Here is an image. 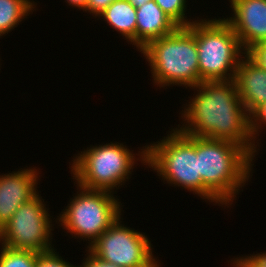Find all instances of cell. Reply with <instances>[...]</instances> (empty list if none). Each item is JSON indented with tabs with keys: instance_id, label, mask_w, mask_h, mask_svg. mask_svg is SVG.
I'll return each mask as SVG.
<instances>
[{
	"instance_id": "23",
	"label": "cell",
	"mask_w": 266,
	"mask_h": 267,
	"mask_svg": "<svg viewBox=\"0 0 266 267\" xmlns=\"http://www.w3.org/2000/svg\"><path fill=\"white\" fill-rule=\"evenodd\" d=\"M87 255L85 260L78 267H120L113 263H108L106 261L100 260L96 256H94L89 250H87Z\"/></svg>"
},
{
	"instance_id": "26",
	"label": "cell",
	"mask_w": 266,
	"mask_h": 267,
	"mask_svg": "<svg viewBox=\"0 0 266 267\" xmlns=\"http://www.w3.org/2000/svg\"><path fill=\"white\" fill-rule=\"evenodd\" d=\"M233 267H244L238 260H237V258H235L234 260H233Z\"/></svg>"
},
{
	"instance_id": "8",
	"label": "cell",
	"mask_w": 266,
	"mask_h": 267,
	"mask_svg": "<svg viewBox=\"0 0 266 267\" xmlns=\"http://www.w3.org/2000/svg\"><path fill=\"white\" fill-rule=\"evenodd\" d=\"M45 206L39 192L21 204L11 219L0 229L1 245L37 253L54 250V245L52 248L51 243L53 224Z\"/></svg>"
},
{
	"instance_id": "1",
	"label": "cell",
	"mask_w": 266,
	"mask_h": 267,
	"mask_svg": "<svg viewBox=\"0 0 266 267\" xmlns=\"http://www.w3.org/2000/svg\"><path fill=\"white\" fill-rule=\"evenodd\" d=\"M192 89L198 92L184 106L182 118L185 122L181 127L178 125V130L185 135L235 142L255 157L259 145L251 136L250 115L234 79L204 81Z\"/></svg>"
},
{
	"instance_id": "19",
	"label": "cell",
	"mask_w": 266,
	"mask_h": 267,
	"mask_svg": "<svg viewBox=\"0 0 266 267\" xmlns=\"http://www.w3.org/2000/svg\"><path fill=\"white\" fill-rule=\"evenodd\" d=\"M262 124L266 125V103L262 104L250 115V132L255 142L256 135L259 134Z\"/></svg>"
},
{
	"instance_id": "9",
	"label": "cell",
	"mask_w": 266,
	"mask_h": 267,
	"mask_svg": "<svg viewBox=\"0 0 266 267\" xmlns=\"http://www.w3.org/2000/svg\"><path fill=\"white\" fill-rule=\"evenodd\" d=\"M119 217L88 250L100 260L120 267H160L150 240L141 232L125 227Z\"/></svg>"
},
{
	"instance_id": "3",
	"label": "cell",
	"mask_w": 266,
	"mask_h": 267,
	"mask_svg": "<svg viewBox=\"0 0 266 267\" xmlns=\"http://www.w3.org/2000/svg\"><path fill=\"white\" fill-rule=\"evenodd\" d=\"M140 52L149 63L155 85L192 88L200 84L195 21L152 40Z\"/></svg>"
},
{
	"instance_id": "15",
	"label": "cell",
	"mask_w": 266,
	"mask_h": 267,
	"mask_svg": "<svg viewBox=\"0 0 266 267\" xmlns=\"http://www.w3.org/2000/svg\"><path fill=\"white\" fill-rule=\"evenodd\" d=\"M36 8L30 0H0V35L13 30Z\"/></svg>"
},
{
	"instance_id": "18",
	"label": "cell",
	"mask_w": 266,
	"mask_h": 267,
	"mask_svg": "<svg viewBox=\"0 0 266 267\" xmlns=\"http://www.w3.org/2000/svg\"><path fill=\"white\" fill-rule=\"evenodd\" d=\"M56 249L40 253L37 258L36 267H77L76 265L70 264L69 262L63 260L61 256H59Z\"/></svg>"
},
{
	"instance_id": "22",
	"label": "cell",
	"mask_w": 266,
	"mask_h": 267,
	"mask_svg": "<svg viewBox=\"0 0 266 267\" xmlns=\"http://www.w3.org/2000/svg\"><path fill=\"white\" fill-rule=\"evenodd\" d=\"M115 0H88L85 12L91 13L95 18L102 13Z\"/></svg>"
},
{
	"instance_id": "4",
	"label": "cell",
	"mask_w": 266,
	"mask_h": 267,
	"mask_svg": "<svg viewBox=\"0 0 266 267\" xmlns=\"http://www.w3.org/2000/svg\"><path fill=\"white\" fill-rule=\"evenodd\" d=\"M117 143L92 146L77 154L70 164L77 185L86 189L113 192L114 188L118 189L129 178L136 160H141V163L146 165V146L139 149L142 151L136 154L139 155L136 158L133 150L130 151L122 143Z\"/></svg>"
},
{
	"instance_id": "25",
	"label": "cell",
	"mask_w": 266,
	"mask_h": 267,
	"mask_svg": "<svg viewBox=\"0 0 266 267\" xmlns=\"http://www.w3.org/2000/svg\"><path fill=\"white\" fill-rule=\"evenodd\" d=\"M134 8H139L145 3H148L151 0H127Z\"/></svg>"
},
{
	"instance_id": "11",
	"label": "cell",
	"mask_w": 266,
	"mask_h": 267,
	"mask_svg": "<svg viewBox=\"0 0 266 267\" xmlns=\"http://www.w3.org/2000/svg\"><path fill=\"white\" fill-rule=\"evenodd\" d=\"M37 172L33 167L0 175V229L21 204L37 194Z\"/></svg>"
},
{
	"instance_id": "14",
	"label": "cell",
	"mask_w": 266,
	"mask_h": 267,
	"mask_svg": "<svg viewBox=\"0 0 266 267\" xmlns=\"http://www.w3.org/2000/svg\"><path fill=\"white\" fill-rule=\"evenodd\" d=\"M97 17L136 46V8L127 0H115Z\"/></svg>"
},
{
	"instance_id": "10",
	"label": "cell",
	"mask_w": 266,
	"mask_h": 267,
	"mask_svg": "<svg viewBox=\"0 0 266 267\" xmlns=\"http://www.w3.org/2000/svg\"><path fill=\"white\" fill-rule=\"evenodd\" d=\"M233 17L225 20L232 26L244 52L266 42V0H229Z\"/></svg>"
},
{
	"instance_id": "16",
	"label": "cell",
	"mask_w": 266,
	"mask_h": 267,
	"mask_svg": "<svg viewBox=\"0 0 266 267\" xmlns=\"http://www.w3.org/2000/svg\"><path fill=\"white\" fill-rule=\"evenodd\" d=\"M39 254L30 250H15L2 245L0 267H36Z\"/></svg>"
},
{
	"instance_id": "17",
	"label": "cell",
	"mask_w": 266,
	"mask_h": 267,
	"mask_svg": "<svg viewBox=\"0 0 266 267\" xmlns=\"http://www.w3.org/2000/svg\"><path fill=\"white\" fill-rule=\"evenodd\" d=\"M155 2L179 27H187L194 22L192 19H186V0H155Z\"/></svg>"
},
{
	"instance_id": "12",
	"label": "cell",
	"mask_w": 266,
	"mask_h": 267,
	"mask_svg": "<svg viewBox=\"0 0 266 267\" xmlns=\"http://www.w3.org/2000/svg\"><path fill=\"white\" fill-rule=\"evenodd\" d=\"M234 81L249 115L266 103V71L247 53L238 64Z\"/></svg>"
},
{
	"instance_id": "20",
	"label": "cell",
	"mask_w": 266,
	"mask_h": 267,
	"mask_svg": "<svg viewBox=\"0 0 266 267\" xmlns=\"http://www.w3.org/2000/svg\"><path fill=\"white\" fill-rule=\"evenodd\" d=\"M247 54L266 71V42L255 45Z\"/></svg>"
},
{
	"instance_id": "13",
	"label": "cell",
	"mask_w": 266,
	"mask_h": 267,
	"mask_svg": "<svg viewBox=\"0 0 266 267\" xmlns=\"http://www.w3.org/2000/svg\"><path fill=\"white\" fill-rule=\"evenodd\" d=\"M178 27L155 0H151L136 9V48L140 51L152 40L170 35Z\"/></svg>"
},
{
	"instance_id": "5",
	"label": "cell",
	"mask_w": 266,
	"mask_h": 267,
	"mask_svg": "<svg viewBox=\"0 0 266 267\" xmlns=\"http://www.w3.org/2000/svg\"><path fill=\"white\" fill-rule=\"evenodd\" d=\"M195 39L200 83L233 80L246 52L225 18L195 20Z\"/></svg>"
},
{
	"instance_id": "2",
	"label": "cell",
	"mask_w": 266,
	"mask_h": 267,
	"mask_svg": "<svg viewBox=\"0 0 266 267\" xmlns=\"http://www.w3.org/2000/svg\"><path fill=\"white\" fill-rule=\"evenodd\" d=\"M196 155L203 199L232 206L240 188L252 177L254 157L235 142L207 137H196Z\"/></svg>"
},
{
	"instance_id": "24",
	"label": "cell",
	"mask_w": 266,
	"mask_h": 267,
	"mask_svg": "<svg viewBox=\"0 0 266 267\" xmlns=\"http://www.w3.org/2000/svg\"><path fill=\"white\" fill-rule=\"evenodd\" d=\"M67 4L70 5V7H77L78 9H81L83 11L87 8V1L88 0H65Z\"/></svg>"
},
{
	"instance_id": "21",
	"label": "cell",
	"mask_w": 266,
	"mask_h": 267,
	"mask_svg": "<svg viewBox=\"0 0 266 267\" xmlns=\"http://www.w3.org/2000/svg\"><path fill=\"white\" fill-rule=\"evenodd\" d=\"M261 254H253L245 257H237V260L244 267H266V252H260ZM239 258V259H238Z\"/></svg>"
},
{
	"instance_id": "6",
	"label": "cell",
	"mask_w": 266,
	"mask_h": 267,
	"mask_svg": "<svg viewBox=\"0 0 266 267\" xmlns=\"http://www.w3.org/2000/svg\"><path fill=\"white\" fill-rule=\"evenodd\" d=\"M169 133L161 141L146 145V166L157 171L168 184L181 186L203 199L196 137L185 135L178 128Z\"/></svg>"
},
{
	"instance_id": "7",
	"label": "cell",
	"mask_w": 266,
	"mask_h": 267,
	"mask_svg": "<svg viewBox=\"0 0 266 267\" xmlns=\"http://www.w3.org/2000/svg\"><path fill=\"white\" fill-rule=\"evenodd\" d=\"M77 186L79 191L57 220L75 238L88 239L89 248L121 217L122 204L114 197V192Z\"/></svg>"
}]
</instances>
